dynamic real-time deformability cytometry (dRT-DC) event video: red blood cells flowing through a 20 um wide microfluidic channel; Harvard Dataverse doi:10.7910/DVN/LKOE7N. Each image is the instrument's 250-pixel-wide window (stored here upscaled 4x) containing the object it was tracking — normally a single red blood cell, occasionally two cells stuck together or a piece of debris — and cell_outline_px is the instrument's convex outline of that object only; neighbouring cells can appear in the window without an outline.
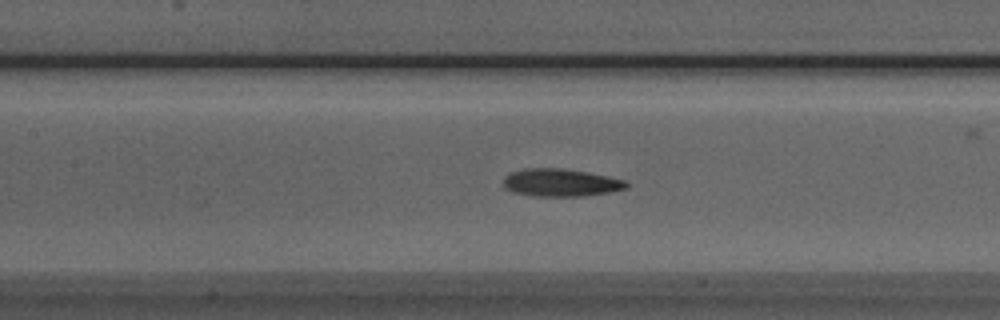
{"species": "Egyptian fruit bat (a non-hibernating species)", "species_latin": "Rousettus aegyptiacus", "temperature_condition": "room temperature", "stored_images_in_passage": 25, "camera_frame_rate_fps": 3000, "um_per_image_px": 0.085, "animal": {"sex": "male"}, "frame": {"image": 1, "passage_image": 8, "time_ms": 2.333, "image_size_px": [1000, 320], "cell_outline_px": [[628, 188], [608, 192], [580, 196], [532, 196], [512, 192], [504, 188], [504, 176], [512, 172], [524, 168], [564, 168], [588, 172], [624, 180], [628, 184]], "centroid_in_image_um": [47.62, 15.52], "position_along_channel_um": 159.8, "area_um2": 19.83}}
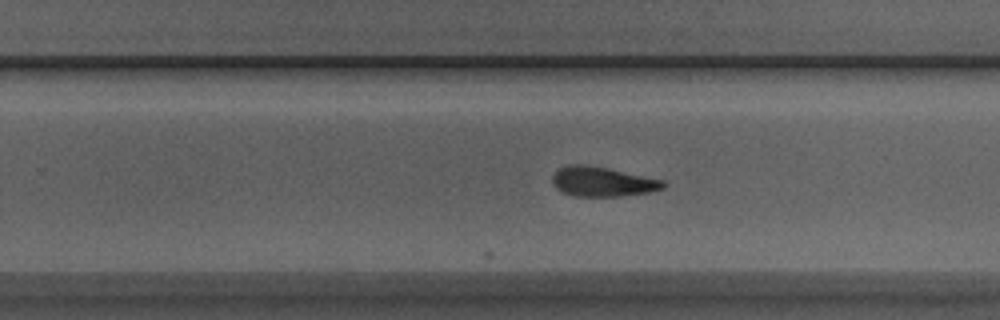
{"frame": {"image": 2, "passage_image": 17, "time_ms": 5.333, "image_size_px": [1000, 320], "cell_outline_px": [[668, 184], [664, 188], [648, 192], [620, 196], [572, 196], [560, 192], [552, 184], [552, 176], [560, 168], [568, 164], [584, 164], [608, 168], [664, 180]], "centroid_in_image_um": [51.19, 15.44], "position_along_channel_um": 278.6, "area_um2": 19.31}}
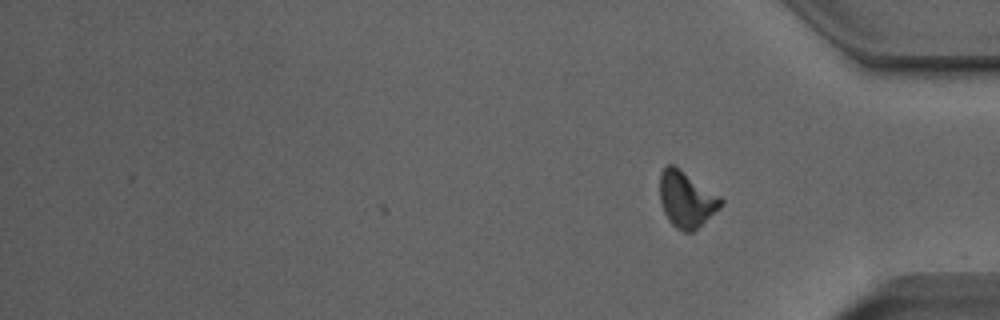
{"frame": {"image": 3, "passage_image": 25, "time_ms": 8.0, "image_size_px": [1000, 320], "cell_outline_px": [[724, 204], [720, 208], [692, 232], [684, 232], [676, 228], [668, 220], [664, 212], [660, 200], [660, 172], [668, 164], [672, 164], [680, 168], [720, 196], [724, 200]], "centroid_in_image_um": [58.34, 16.93], "position_along_channel_um": 376.9, "area_um2": 19.94}, "authors_computed_cell_mechanics": {"area_um2": 19.5364, "velocity_mm_per_s": 3.9668, "shape_relaxation_time_tau1_ms": 3.9223, "shape_relaxation_time_tau2_ms": 2.4965, "deformation_change_tau1": 0.1438, "deformation_change_tau2": 0.1013}}